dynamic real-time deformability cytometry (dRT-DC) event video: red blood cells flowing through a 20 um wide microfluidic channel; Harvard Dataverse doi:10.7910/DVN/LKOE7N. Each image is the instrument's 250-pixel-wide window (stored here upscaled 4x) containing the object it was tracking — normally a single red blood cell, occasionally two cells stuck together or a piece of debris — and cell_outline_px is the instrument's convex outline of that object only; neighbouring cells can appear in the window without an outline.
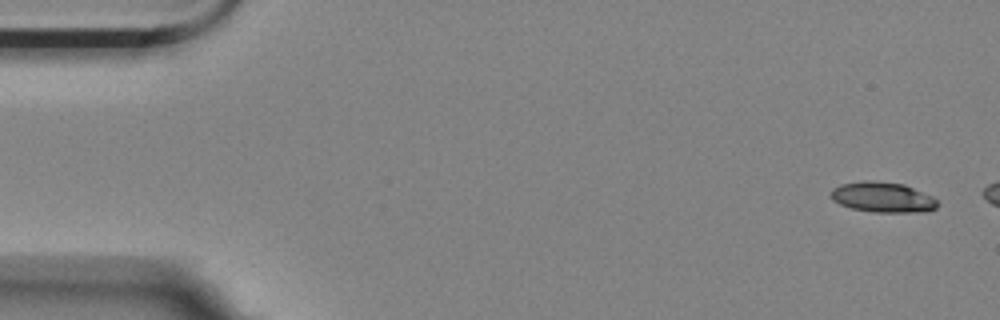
{"species": "Egyptian fruit bat (a non-hibernating species)", "species_latin": "Rousettus aegyptiacus", "temperature_condition": "room temperature", "stored_images_in_passage": 4, "camera_frame_rate_fps": 3000, "um_per_image_px": 0.085, "animal": {"sex": "female"}, "frame": {"image": 1, "passage_image": 1, "time_ms": 0.0, "image_size_px": [1000, 320], "cell_outline_px": [[940, 204], [936, 208], [924, 212], [876, 212], [852, 208], [840, 204], [832, 200], [828, 196], [832, 188], [840, 184], [868, 180], [872, 180], [904, 184], [932, 196]], "centroid_in_image_um": [75.01, 16.76], "position_along_channel_um": 10.0, "area_um2": 18.96}}